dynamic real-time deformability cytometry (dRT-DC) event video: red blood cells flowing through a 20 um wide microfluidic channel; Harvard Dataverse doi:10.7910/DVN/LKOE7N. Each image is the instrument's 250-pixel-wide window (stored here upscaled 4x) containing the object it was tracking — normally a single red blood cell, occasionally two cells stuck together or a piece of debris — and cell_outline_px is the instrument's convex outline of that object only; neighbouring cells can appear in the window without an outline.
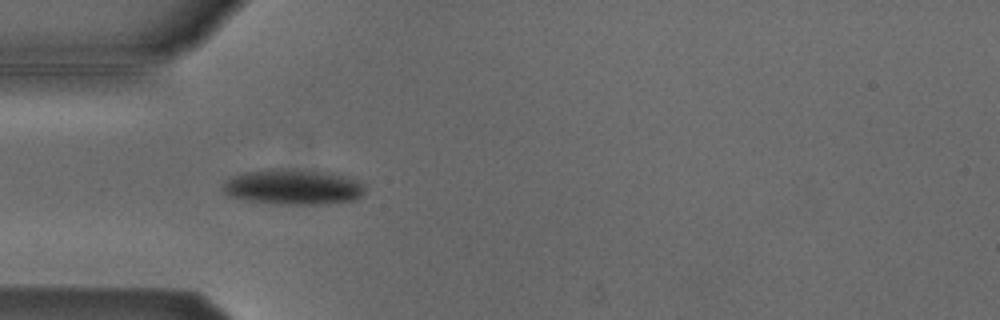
{"species": "Egyptian fruit bat (a non-hibernating species)", "species_latin": "Rousettus aegyptiacus", "temperature_condition": "cold", "stored_images_in_passage": 46, "camera_frame_rate_fps": 3000, "um_per_image_px": 0.085, "animal": {"sex": "male"}, "frame": {"image": 1, "passage_image": 9, "time_ms": 2.667, "image_size_px": [1000, 320], "cell_outline_px": [[364, 192], [356, 200], [320, 204], [280, 204], [248, 200], [228, 196], [220, 188], [224, 180], [232, 176], [244, 172], [268, 168], [292, 168], [328, 172], [360, 180], [364, 184]], "centroid_in_image_um": [24.88, 15.87], "position_along_channel_um": 60.1, "area_um2": 29.77}}
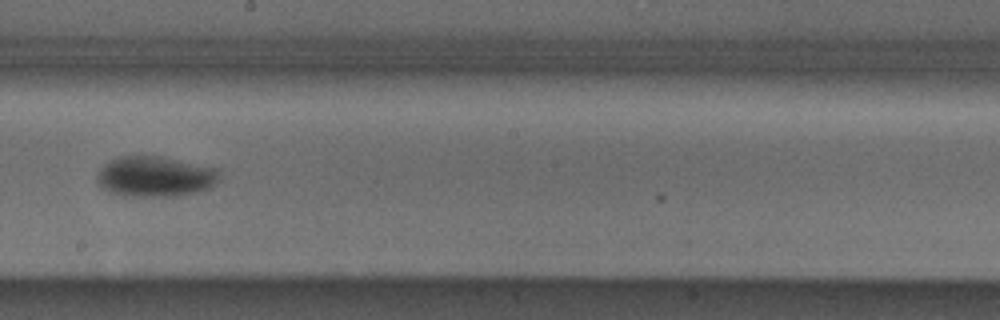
{"frame": {"image": 2, "passage_image": 23, "time_ms": 7.333, "image_size_px": [1000, 320], "cell_outline_px": [[220, 180], [216, 184], [200, 192], [180, 196], [124, 196], [108, 192], [100, 188], [96, 184], [96, 172], [108, 160], [120, 156], [160, 156], [216, 168], [220, 176]], "centroid_in_image_um": [13.14, 15.02], "position_along_channel_um": 235.1, "area_um2": 29.42}}
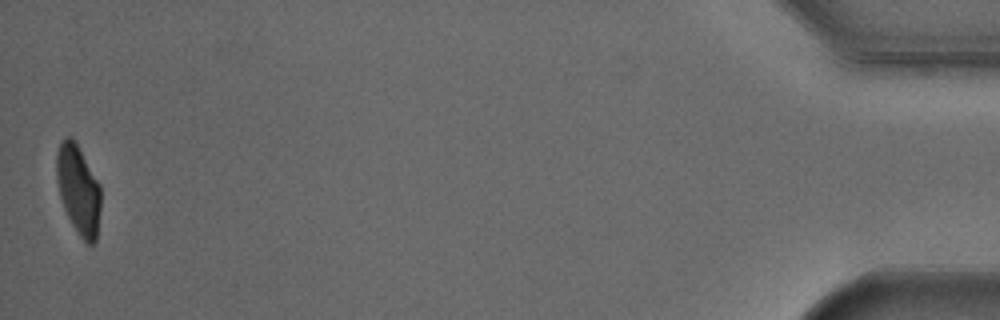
{"frame": {"image": 3, "passage_image": 46, "time_ms": 15.0, "image_size_px": [1000, 320], "cell_outline_px": [[100, 208], [96, 240], [92, 244], [88, 244], [80, 236], [72, 224], [64, 208], [60, 196], [56, 180], [56, 152], [64, 136], [72, 136], [100, 184]], "centroid_in_image_um": [6.65, 16.09], "position_along_channel_um": 428.6, "area_um2": 22.89}, "authors_computed_cell_mechanics": {"area_um2": 27.5995, "velocity_mm_per_s": 3.8067, "shape_relaxation_time_tau1_ms": 2.969, "shape_relaxation_time_tau2_ms": null, "deformation_change_tau1": 0.1275, "deformation_change_tau2": null}}